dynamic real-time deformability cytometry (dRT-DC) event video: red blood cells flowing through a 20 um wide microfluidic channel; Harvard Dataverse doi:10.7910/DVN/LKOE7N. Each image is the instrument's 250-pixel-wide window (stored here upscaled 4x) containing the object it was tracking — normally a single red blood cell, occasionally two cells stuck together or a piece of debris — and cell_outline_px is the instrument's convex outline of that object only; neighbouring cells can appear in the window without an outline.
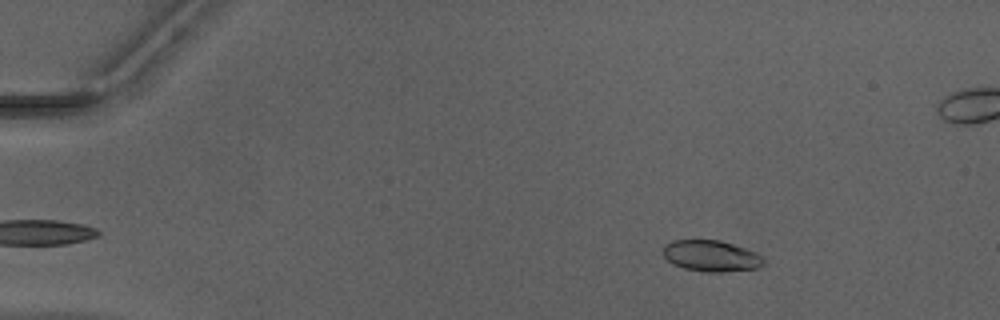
{"species": "Egyptian fruit bat (a non-hibernating species)", "species_latin": "Rousettus aegyptiacus", "temperature_condition": "warm", "stored_images_in_passage": 18, "camera_frame_rate_fps": 3000, "um_per_image_px": 0.085, "animal": {"sex": "male"}, "frame": {"image": 1, "passage_image": 8, "time_ms": 2.333, "image_size_px": [1000, 320], "cell_outline_px": [[764, 264], [760, 268], [724, 272], [708, 272], [684, 268], [668, 260], [664, 256], [664, 244], [672, 240], [720, 240], [756, 252], [764, 256]], "centroid_in_image_um": [60.5, 21.75], "position_along_channel_um": 24.5, "area_um2": 18.26}}